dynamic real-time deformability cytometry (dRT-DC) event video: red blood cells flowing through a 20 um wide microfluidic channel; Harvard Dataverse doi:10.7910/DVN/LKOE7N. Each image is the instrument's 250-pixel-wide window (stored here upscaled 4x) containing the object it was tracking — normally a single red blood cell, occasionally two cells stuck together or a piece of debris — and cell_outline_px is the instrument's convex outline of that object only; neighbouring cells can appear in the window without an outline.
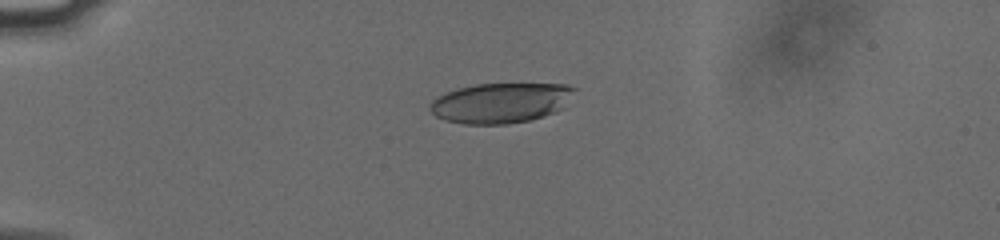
{"species": "human", "species_latin": "Homo sapiens", "temperature_condition": "cold", "stored_images_in_passage": 43, "camera_frame_rate_fps": 3000, "um_per_image_px": 0.085, "donor": {"sex": "male"}, "frame": {"image": 1, "passage_image": 2, "time_ms": 0.333, "image_size_px": [1000, 240], "cell_outline_px": [[576, 88], [564, 108], [556, 112], [544, 116], [528, 120], [504, 124], [464, 124], [444, 120], [436, 116], [428, 108], [432, 100], [436, 96], [460, 88], [476, 84], [568, 84]], "centroid_in_image_um": [42.56, 8.75], "position_along_channel_um": 42.4, "area_um2": 33.76}}
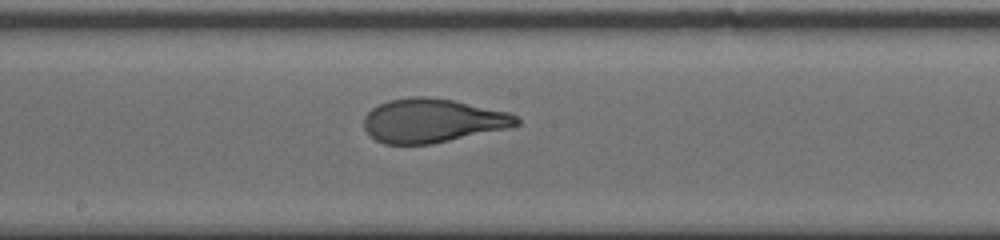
{"frame": {"image": 2, "passage_image": 19, "time_ms": 6.0, "image_size_px": [1000, 240], "cell_outline_px": [[520, 124], [508, 128], [432, 144], [384, 144], [376, 140], [364, 128], [364, 116], [372, 108], [388, 100], [408, 96], [424, 96], [452, 100], [508, 112], [516, 116], [520, 120]], "centroid_in_image_um": [36.74, 10.25], "position_along_channel_um": 211.5, "area_um2": 38.9}}
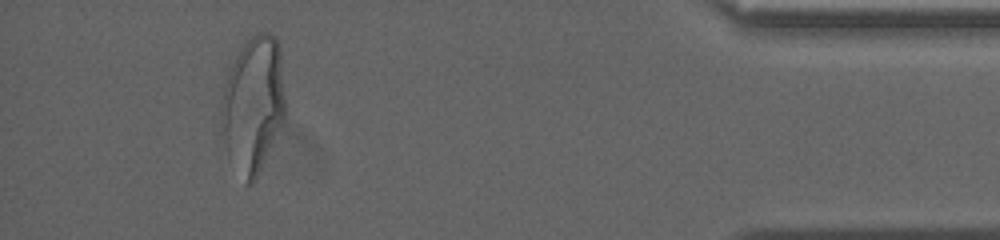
{"frame": {"image": 3, "passage_image": 39, "time_ms": 12.667, "image_size_px": [1000, 240], "cell_outline_px": [[284, 120], [256, 180], [252, 184], [244, 184], [228, 156], [216, 132], [224, 88], [228, 76], [240, 48], [256, 32], [268, 32], [276, 36], [280, 48], [284, 96]], "centroid_in_image_um": [21.47, 8.96], "position_along_channel_um": 413.7, "area_um2": 51.62}, "authors_computed_cell_mechanics": {"area_um2": 39.2462, "velocity_mm_per_s": 3.7865, "shape_relaxation_time_tau1_ms": 4.8045, "shape_relaxation_time_tau2_ms": 0.7161, "deformation_change_tau1": 0.2133, "deformation_change_tau2": 0.0717}}